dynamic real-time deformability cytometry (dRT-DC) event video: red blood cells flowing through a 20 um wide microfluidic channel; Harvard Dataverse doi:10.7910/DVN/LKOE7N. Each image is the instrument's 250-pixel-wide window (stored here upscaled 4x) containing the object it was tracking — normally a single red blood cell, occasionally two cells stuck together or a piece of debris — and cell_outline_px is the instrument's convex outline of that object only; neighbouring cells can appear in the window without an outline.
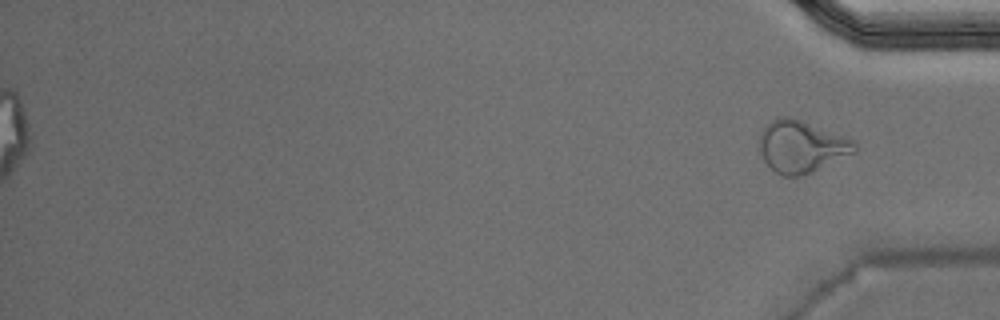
{"species": "Egyptian fruit bat (a non-hibernating species)", "species_latin": "Rousettus aegyptiacus", "temperature_condition": "warm", "stored_images_in_passage": 41, "segment_of_instrument_passage": [2, 2], "camera_frame_rate_fps": 3000, "um_per_image_px": 0.085, "animal": {"sex": "male"}, "frame": {"image": 1, "passage_image": 41, "time_ms": 13.333, "image_size_px": [1000, 320], "cell_outline_px": [[856, 152], [812, 172], [796, 176], [784, 176], [776, 172], [764, 160], [756, 148], [760, 132], [772, 120], [780, 116], [792, 116], [844, 136], [852, 140], [856, 144]], "centroid_in_image_um": [68.07, 12.44], "position_along_channel_um": 367.1, "area_um2": 28.96}}